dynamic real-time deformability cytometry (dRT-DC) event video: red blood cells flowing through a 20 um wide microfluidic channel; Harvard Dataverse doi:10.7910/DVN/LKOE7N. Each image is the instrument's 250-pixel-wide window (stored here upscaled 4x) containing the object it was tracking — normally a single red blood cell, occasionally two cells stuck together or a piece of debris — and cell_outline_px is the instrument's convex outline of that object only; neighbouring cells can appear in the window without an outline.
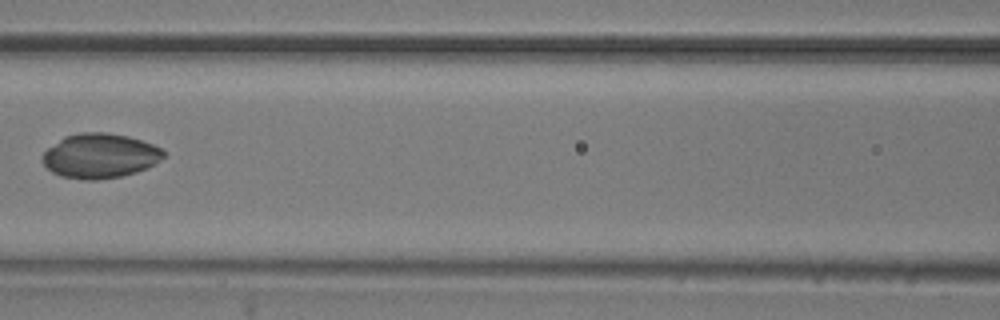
{"species": "common noctule bat (a hibernating species)", "species_latin": "Nyctalus noctula", "temperature_condition": "room temperature", "stored_images_in_passage": 7, "camera_frame_rate_fps": 3000, "um_per_image_px": 0.085, "animal": {"sex": "male", "body_mass_g": 20.5, "forearm_length_mm": 52.5}, "frame": {"image": 1, "passage_image": 7, "time_ms": 7.0, "image_size_px": [1000, 320], "cell_outline_px": [[164, 156], [148, 168], [136, 172], [120, 176], [96, 180], [84, 180], [60, 176], [52, 172], [40, 160], [40, 156], [48, 148], [64, 136], [80, 132], [104, 132], [128, 136], [152, 144], [160, 148], [164, 152]], "centroid_in_image_um": [8.45, 13.25], "position_along_channel_um": 158.1, "area_um2": 31.5}}